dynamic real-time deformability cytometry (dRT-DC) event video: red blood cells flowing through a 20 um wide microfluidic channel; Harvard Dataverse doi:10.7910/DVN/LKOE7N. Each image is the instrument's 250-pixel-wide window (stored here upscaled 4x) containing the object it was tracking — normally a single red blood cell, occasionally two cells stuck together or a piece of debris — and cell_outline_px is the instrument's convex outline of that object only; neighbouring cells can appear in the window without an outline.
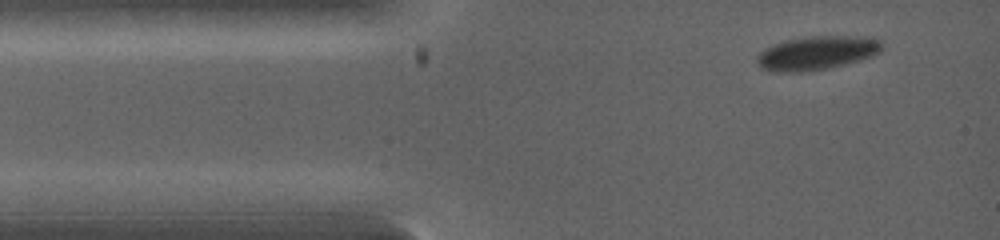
{"species": "common noctule bat (a hibernating species)", "species_latin": "Nyctalus noctula", "temperature_condition": "warm", "stored_images_in_passage": 2, "camera_frame_rate_fps": 5000, "um_per_image_px": 0.085, "animal": {"sex": "female", "body_mass_g": 19.0, "forearm_length_mm": 53.3}, "frame": {"image": 1, "passage_image": 1, "time_ms": 0.0, "image_size_px": [1000, 240], "cell_outline_px": [[884, 48], [880, 52], [872, 56], [860, 60], [824, 68], [804, 72], [772, 72], [760, 68], [756, 60], [756, 56], [764, 48], [788, 40], [812, 36], [856, 36], [880, 40]], "centroid_in_image_um": [69.4, 4.51], "position_along_channel_um": 15.6, "area_um2": 24.39}}